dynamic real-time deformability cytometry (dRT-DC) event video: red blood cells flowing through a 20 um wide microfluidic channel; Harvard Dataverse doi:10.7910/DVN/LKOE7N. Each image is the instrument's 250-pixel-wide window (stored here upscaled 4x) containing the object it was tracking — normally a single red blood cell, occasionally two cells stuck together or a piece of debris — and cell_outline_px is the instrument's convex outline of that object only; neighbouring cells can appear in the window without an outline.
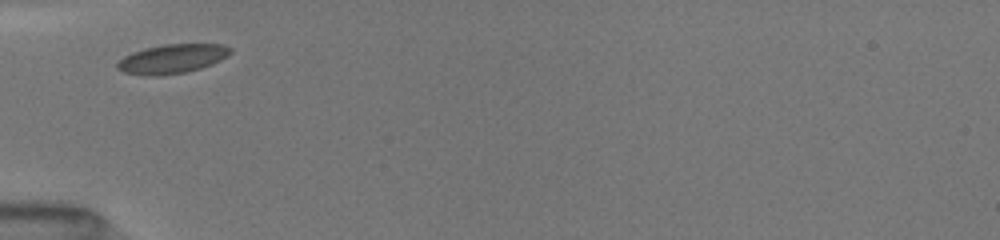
{"species": "common noctule bat (a hibernating species)", "species_latin": "Nyctalus noctula", "temperature_condition": "room temperature", "stored_images_in_passage": 1, "camera_frame_rate_fps": 3000, "um_per_image_px": 0.085, "animal": {"sex": "female", "body_mass_g": 19.5, "forearm_length_mm": 54.1}, "frame": {"image": 1, "passage_image": 1, "time_ms": 0.0, "image_size_px": [1000, 240], "cell_outline_px": [[232, 52], [228, 56], [212, 64], [200, 68], [184, 72], [160, 76], [144, 76], [124, 72], [116, 68], [116, 64], [124, 56], [132, 52], [144, 48], [164, 44], [224, 44], [232, 48]], "centroid_in_image_um": [14.63, 5.0], "position_along_channel_um": 70.4, "area_um2": 19.36}}